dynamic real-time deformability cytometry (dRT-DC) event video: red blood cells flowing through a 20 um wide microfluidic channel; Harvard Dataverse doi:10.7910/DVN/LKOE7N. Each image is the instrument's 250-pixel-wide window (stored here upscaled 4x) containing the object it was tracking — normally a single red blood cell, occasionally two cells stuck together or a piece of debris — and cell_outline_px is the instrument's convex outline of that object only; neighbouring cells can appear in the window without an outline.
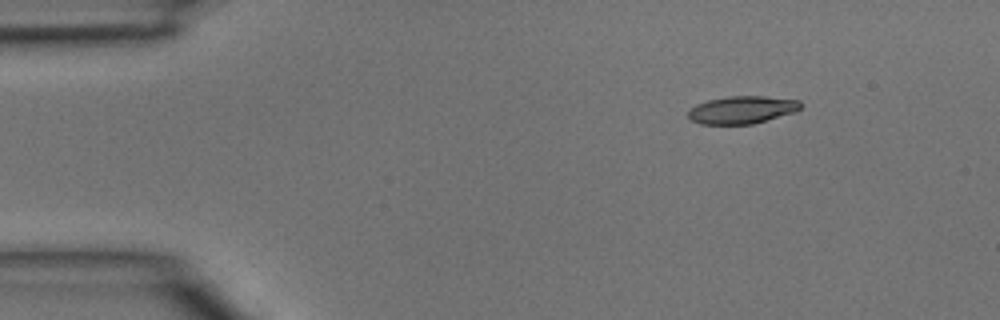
{"species": "common noctule bat (a hibernating species)", "species_latin": "Nyctalus noctula", "temperature_condition": "room temperature", "stored_images_in_passage": 3, "camera_frame_rate_fps": 3000, "um_per_image_px": 0.085, "animal": {"sex": "male", "body_mass_g": 15.6}, "frame": {"image": 1, "passage_image": 1, "time_ms": 0.0, "image_size_px": [1000, 320], "cell_outline_px": [[804, 104], [796, 112], [752, 124], [700, 124], [692, 120], [688, 116], [688, 112], [696, 104], [708, 100], [728, 96], [764, 96], [800, 100]], "centroid_in_image_um": [63.11, 9.33], "position_along_channel_um": 21.9, "area_um2": 18.15}}
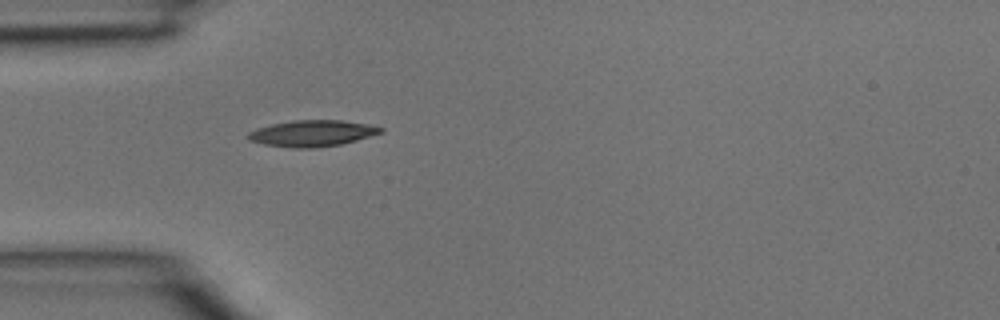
{"frame": {"image": 2, "passage_image": 3, "time_ms": 0.667, "image_size_px": [1000, 320], "cell_outline_px": [[384, 132], [356, 140], [340, 144], [312, 148], [296, 148], [264, 144], [248, 140], [244, 136], [248, 132], [256, 128], [272, 124], [292, 120], [344, 120], [368, 124], [384, 128]], "centroid_in_image_um": [26.51, 11.32], "position_along_channel_um": 58.5, "area_um2": 20.35}}